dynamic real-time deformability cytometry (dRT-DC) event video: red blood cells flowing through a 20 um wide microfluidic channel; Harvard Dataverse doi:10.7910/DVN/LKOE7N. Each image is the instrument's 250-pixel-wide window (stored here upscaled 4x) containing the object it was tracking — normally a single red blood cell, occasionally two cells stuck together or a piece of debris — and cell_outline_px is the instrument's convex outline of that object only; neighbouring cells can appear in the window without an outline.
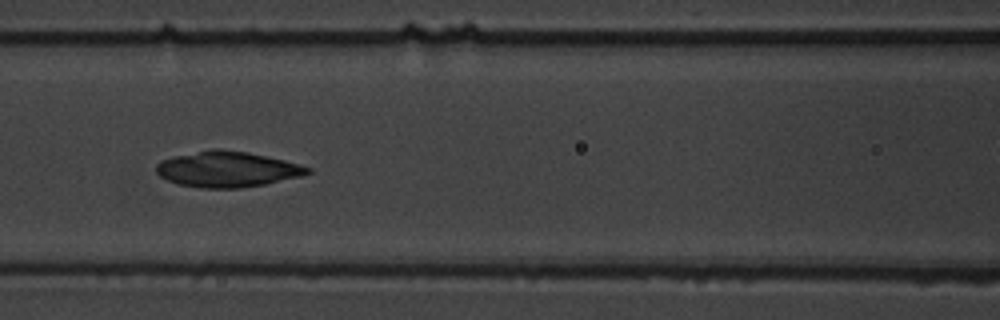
{"species": "common noctule bat (a hibernating species)", "species_latin": "Nyctalus noctula", "temperature_condition": "warm", "stored_images_in_passage": 9, "camera_frame_rate_fps": 3000, "um_per_image_px": 0.085, "animal": {"sex": "male", "body_mass_g": 19.5, "forearm_length_mm": 54.6}, "frame": {"image": 1, "passage_image": 7, "time_ms": 11.333, "image_size_px": [1000, 320], "cell_outline_px": [[312, 172], [300, 176], [264, 184], [240, 188], [200, 188], [176, 184], [160, 176], [156, 172], [156, 164], [160, 160], [172, 156], [212, 148], [220, 148], [248, 152], [284, 160], [300, 164], [312, 168]], "centroid_in_image_um": [19.28, 14.38], "position_along_channel_um": 147.3, "area_um2": 31.67}}
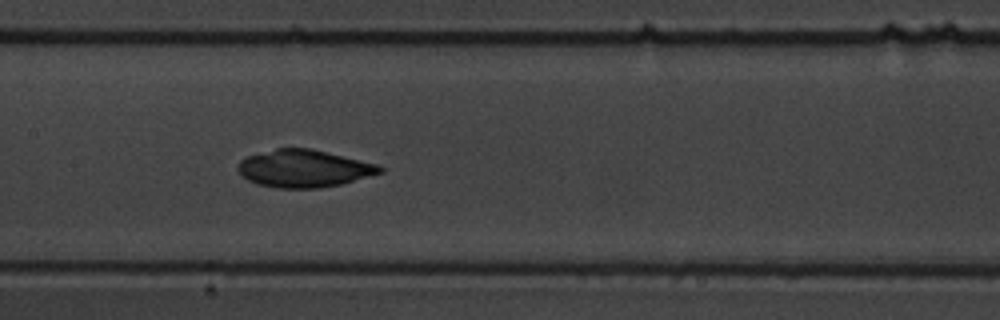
{"frame": {"image": 2, "passage_image": 8, "time_ms": 12.333, "image_size_px": [1000, 320], "cell_outline_px": [[384, 172], [340, 184], [320, 188], [276, 188], [256, 184], [248, 180], [236, 168], [240, 160], [248, 156], [276, 148], [312, 148], [376, 164], [384, 168]], "centroid_in_image_um": [25.82, 14.32], "position_along_channel_um": 181.6, "area_um2": 30.87}}